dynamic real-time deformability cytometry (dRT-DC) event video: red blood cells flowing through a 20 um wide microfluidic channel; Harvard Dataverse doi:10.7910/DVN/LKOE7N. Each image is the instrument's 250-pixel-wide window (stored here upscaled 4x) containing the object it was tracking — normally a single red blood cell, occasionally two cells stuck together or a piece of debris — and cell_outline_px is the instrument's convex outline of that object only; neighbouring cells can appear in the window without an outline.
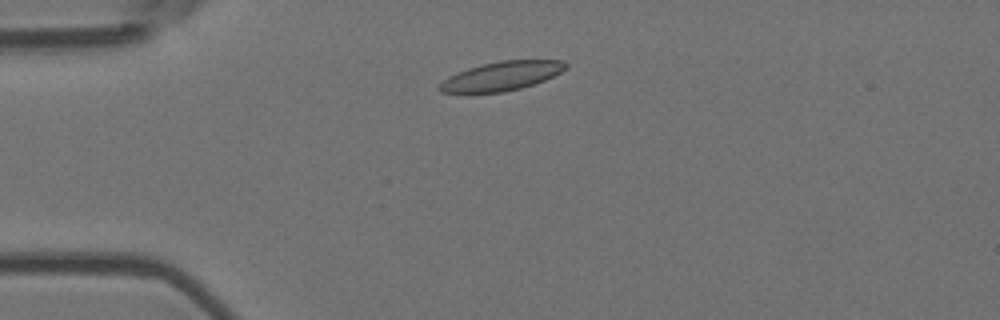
{"species": "Egyptian fruit bat (a non-hibernating species)", "species_latin": "Rousettus aegyptiacus", "temperature_condition": "room temperature", "stored_images_in_passage": 3, "camera_frame_rate_fps": 3000, "um_per_image_px": 0.085, "animal": {"sex": "female"}, "frame": {"image": 1, "passage_image": 2, "time_ms": 0.333, "image_size_px": [1000, 320], "cell_outline_px": [[568, 68], [544, 80], [520, 88], [504, 92], [440, 92], [436, 88], [448, 76], [456, 72], [468, 68], [500, 60], [564, 60], [568, 64]], "centroid_in_image_um": [42.64, 6.45], "position_along_channel_um": 42.4, "area_um2": 21.15}}